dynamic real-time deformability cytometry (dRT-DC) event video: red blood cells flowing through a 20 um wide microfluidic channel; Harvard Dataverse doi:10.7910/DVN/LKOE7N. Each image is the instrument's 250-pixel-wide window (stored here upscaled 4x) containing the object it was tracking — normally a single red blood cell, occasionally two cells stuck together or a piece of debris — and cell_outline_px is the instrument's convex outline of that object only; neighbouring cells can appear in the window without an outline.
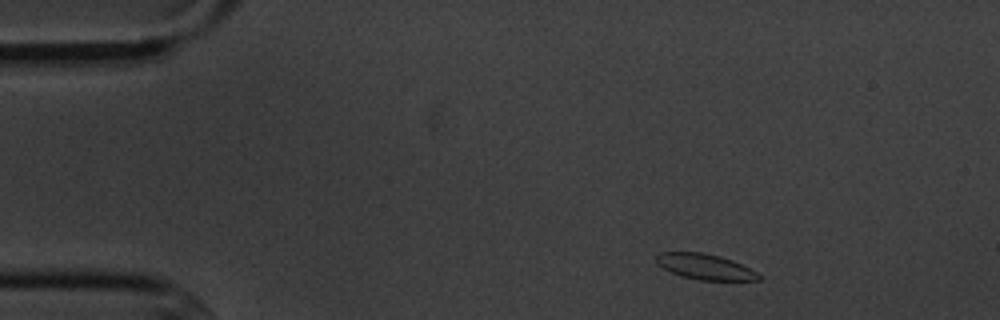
{"species": "common noctule bat (a hibernating species)", "species_latin": "Nyctalus noctula", "temperature_condition": "cold", "stored_images_in_passage": 4, "segment_of_instrument_passage": [1, 2], "camera_frame_rate_fps": 3000, "um_per_image_px": 0.085, "animal": {"sex": "male", "body_mass_g": 20.1, "forearm_length_mm": 53.5}, "frame": {"image": 1, "passage_image": 1, "time_ms": 0.0, "image_size_px": [1000, 320], "cell_outline_px": [[760, 280], [700, 280], [684, 276], [672, 272], [656, 264], [656, 252], [700, 252], [720, 256], [732, 260], [756, 272], [760, 276]], "centroid_in_image_um": [59.89, 22.65], "position_along_channel_um": 25.1, "area_um2": 15.03}}